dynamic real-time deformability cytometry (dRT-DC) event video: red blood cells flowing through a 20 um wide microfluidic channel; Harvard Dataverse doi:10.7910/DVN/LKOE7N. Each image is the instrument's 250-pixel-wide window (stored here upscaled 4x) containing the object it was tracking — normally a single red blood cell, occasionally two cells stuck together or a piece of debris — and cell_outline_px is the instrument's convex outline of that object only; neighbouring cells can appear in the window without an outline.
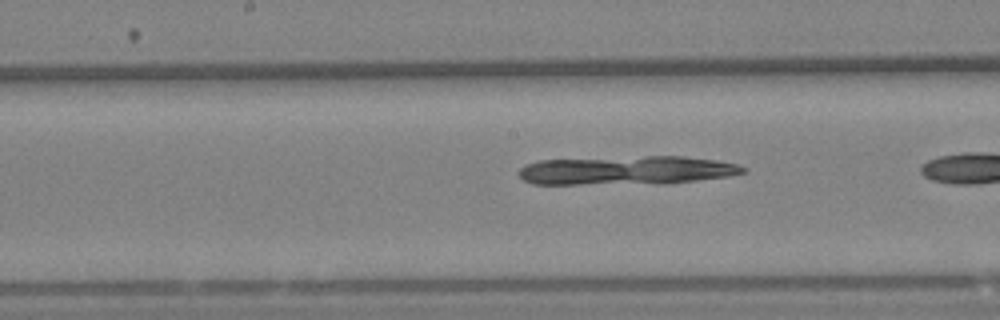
{"species": "Egyptian fruit bat (a non-hibernating species)", "species_latin": "Rousettus aegyptiacus", "temperature_condition": "warm", "stored_images_in_passage": 33, "camera_frame_rate_fps": 3000, "um_per_image_px": 0.085, "animal": {"sex": "female"}, "frame": {"image": 1, "passage_image": 32, "time_ms": 10.333, "image_size_px": [1000, 320], "cell_outline_px": [[748, 168], [744, 172], [728, 176], [664, 184], [532, 184], [524, 180], [516, 172], [524, 164], [540, 160], [648, 156], [684, 156], [716, 160], [740, 164]], "centroid_in_image_um": [53.26, 14.48], "position_along_channel_um": 194.9, "area_um2": 37.92}}